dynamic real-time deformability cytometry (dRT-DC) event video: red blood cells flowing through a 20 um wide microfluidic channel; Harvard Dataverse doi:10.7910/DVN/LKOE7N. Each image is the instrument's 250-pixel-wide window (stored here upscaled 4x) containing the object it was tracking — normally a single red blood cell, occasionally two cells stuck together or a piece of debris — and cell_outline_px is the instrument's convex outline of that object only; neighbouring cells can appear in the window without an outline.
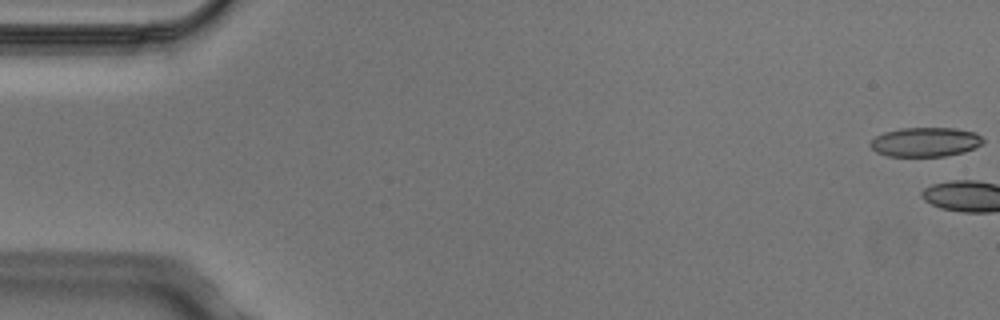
{"species": "Egyptian fruit bat (a non-hibernating species)", "species_latin": "Rousettus aegyptiacus", "temperature_condition": "cold", "stored_images_in_passage": 5, "camera_frame_rate_fps": 3000, "um_per_image_px": 0.085, "animal": {"sex": "male"}, "frame": {"image": 1, "passage_image": 1, "time_ms": 0.0, "image_size_px": [1000, 320], "cell_outline_px": [[984, 144], [964, 152], [944, 156], [888, 156], [876, 152], [868, 144], [876, 136], [884, 132], [900, 128], [956, 128], [976, 132], [984, 140]], "centroid_in_image_um": [78.67, 12.06], "position_along_channel_um": 6.3, "area_um2": 19.36}}